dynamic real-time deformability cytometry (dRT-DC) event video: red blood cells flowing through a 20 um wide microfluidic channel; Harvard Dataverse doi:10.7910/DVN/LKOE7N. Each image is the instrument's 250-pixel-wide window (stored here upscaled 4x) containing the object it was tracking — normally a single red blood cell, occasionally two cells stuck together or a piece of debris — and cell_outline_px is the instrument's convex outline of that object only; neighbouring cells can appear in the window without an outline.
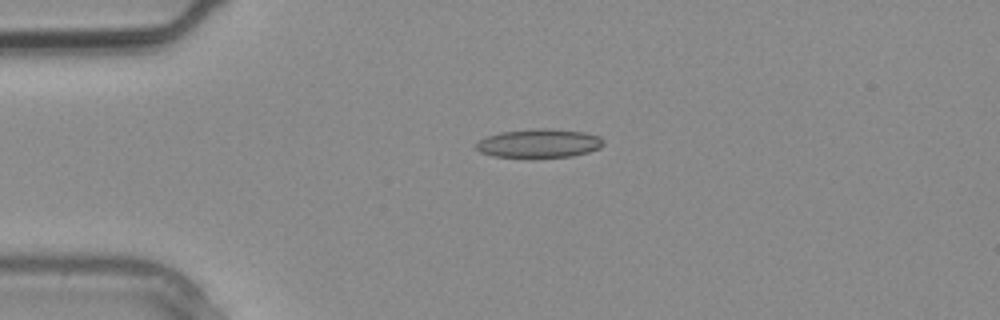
{"species": "common noctule bat (a hibernating species)", "species_latin": "Nyctalus noctula", "temperature_condition": "warm", "stored_images_in_passage": 3, "camera_frame_rate_fps": 3000, "um_per_image_px": 0.085, "animal": {"sex": "male", "body_mass_g": 20.4}, "frame": {"image": 1, "passage_image": 2, "time_ms": 0.333, "image_size_px": [1000, 320], "cell_outline_px": [[604, 144], [600, 148], [588, 152], [572, 156], [532, 160], [492, 156], [480, 152], [476, 148], [476, 144], [480, 140], [488, 136], [500, 132], [532, 128], [548, 128], [584, 132], [600, 136], [604, 140]], "centroid_in_image_um": [45.82, 12.22], "position_along_channel_um": 39.2, "area_um2": 22.2}}
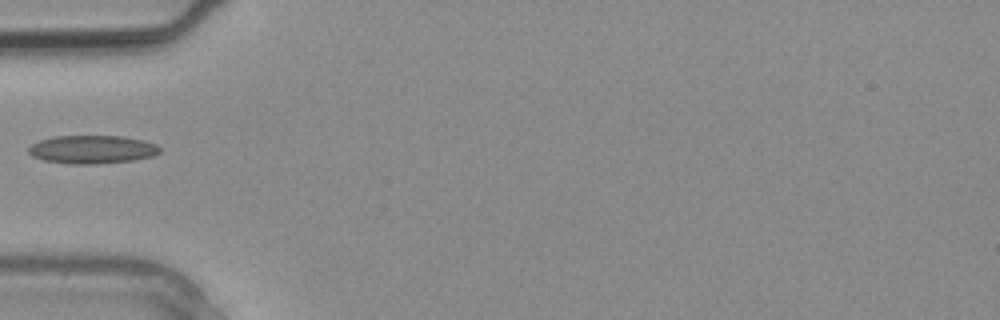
{"frame": {"image": 2, "passage_image": 3, "time_ms": 0.667, "image_size_px": [1000, 320], "cell_outline_px": [[160, 152], [152, 156], [132, 160], [96, 164], [68, 164], [44, 160], [32, 156], [28, 152], [28, 148], [32, 144], [40, 140], [52, 136], [124, 136], [144, 140], [156, 144], [160, 148]], "centroid_in_image_um": [7.82, 12.7], "position_along_channel_um": 77.2, "area_um2": 21.68}}